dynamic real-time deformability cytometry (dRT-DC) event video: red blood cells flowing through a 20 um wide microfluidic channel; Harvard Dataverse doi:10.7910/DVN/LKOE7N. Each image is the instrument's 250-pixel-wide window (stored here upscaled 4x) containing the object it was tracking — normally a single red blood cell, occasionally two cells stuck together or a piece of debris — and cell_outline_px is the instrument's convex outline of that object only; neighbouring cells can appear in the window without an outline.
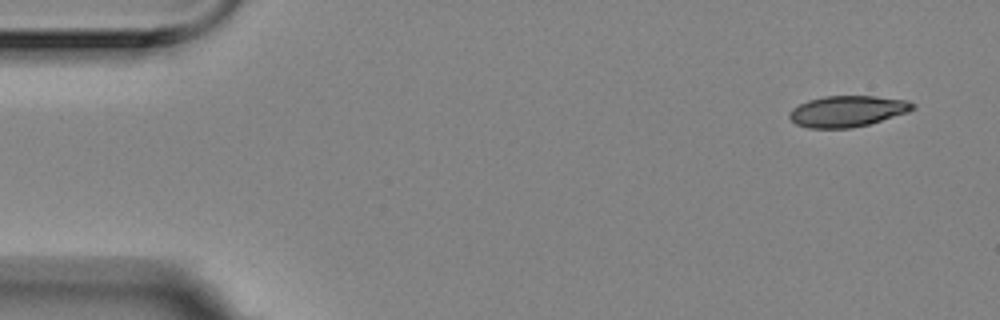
{"species": "Egyptian fruit bat (a non-hibernating species)", "species_latin": "Rousettus aegyptiacus", "temperature_condition": "room temperature", "stored_images_in_passage": 4, "camera_frame_rate_fps": 3000, "um_per_image_px": 0.085, "animal": {"sex": "female"}, "frame": {"image": 1, "passage_image": 1, "time_ms": 0.0, "image_size_px": [1000, 320], "cell_outline_px": [[916, 108], [908, 112], [868, 124], [852, 128], [808, 128], [796, 124], [788, 116], [788, 112], [792, 108], [808, 100], [824, 96], [876, 96], [908, 100], [916, 104]], "centroid_in_image_um": [72.03, 9.45], "position_along_channel_um": 13.0, "area_um2": 22.43}}
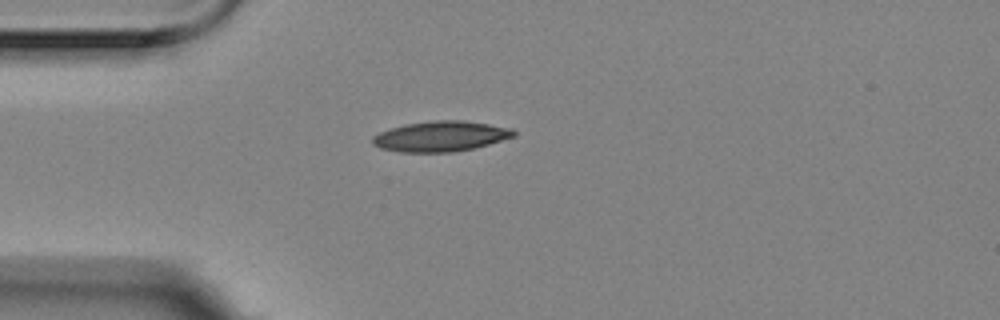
{"frame": {"image": 2, "passage_image": 4, "time_ms": 1.0, "image_size_px": [1000, 320], "cell_outline_px": [[516, 136], [488, 144], [472, 148], [452, 152], [400, 152], [380, 148], [372, 144], [372, 136], [380, 132], [404, 124], [432, 120], [464, 120], [512, 128], [516, 132]], "centroid_in_image_um": [37.45, 11.58], "position_along_channel_um": 47.6, "area_um2": 24.97}}